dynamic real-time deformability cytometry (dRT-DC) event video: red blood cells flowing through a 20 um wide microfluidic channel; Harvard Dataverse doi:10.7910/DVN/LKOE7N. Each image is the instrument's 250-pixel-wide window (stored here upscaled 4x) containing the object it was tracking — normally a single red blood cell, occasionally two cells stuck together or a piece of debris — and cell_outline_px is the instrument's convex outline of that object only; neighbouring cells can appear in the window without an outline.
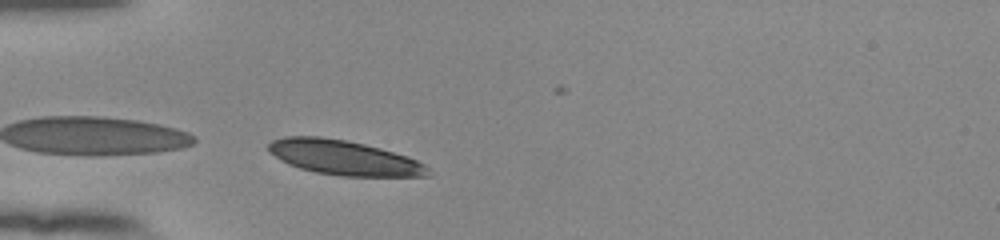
{"species": "human", "species_latin": "Homo sapiens", "temperature_condition": "room temperature", "stored_images_in_passage": 6, "camera_frame_rate_fps": 3000, "um_per_image_px": 0.085, "donor": {"sex": "female"}, "frame": {"image": 1, "passage_image": 6, "time_ms": 1.667, "image_size_px": [1000, 240], "cell_outline_px": [[432, 176], [344, 176], [316, 172], [300, 168], [288, 164], [280, 160], [268, 152], [268, 144], [272, 140], [284, 136], [320, 136], [344, 140], [364, 144], [380, 148], [408, 156], [424, 164], [428, 168]], "centroid_in_image_um": [29.21, 13.4], "position_along_channel_um": 55.8, "area_um2": 32.25}}